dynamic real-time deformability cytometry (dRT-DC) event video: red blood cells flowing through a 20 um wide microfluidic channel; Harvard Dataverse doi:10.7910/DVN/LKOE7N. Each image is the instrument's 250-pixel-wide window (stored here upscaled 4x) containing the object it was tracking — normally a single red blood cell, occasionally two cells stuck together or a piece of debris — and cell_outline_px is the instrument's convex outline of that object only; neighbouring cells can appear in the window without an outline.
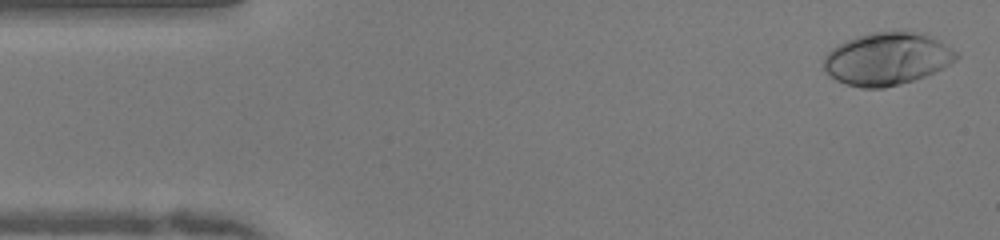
{"species": "human", "species_latin": "Homo sapiens", "temperature_condition": "warm", "stored_images_in_passage": 49, "camera_frame_rate_fps": 3000, "um_per_image_px": 0.085, "donor": {"sex": "female"}, "frame": {"image": 1, "passage_image": 1, "time_ms": 0.0, "image_size_px": [1000, 240], "cell_outline_px": [[960, 56], [956, 60], [944, 68], [924, 76], [900, 84], [884, 88], [860, 88], [844, 84], [836, 80], [824, 68], [824, 56], [832, 48], [856, 36], [872, 32], [904, 28], [928, 32], [940, 40], [956, 52]], "centroid_in_image_um": [75.46, 4.95], "position_along_channel_um": 9.5, "area_um2": 41.44}}
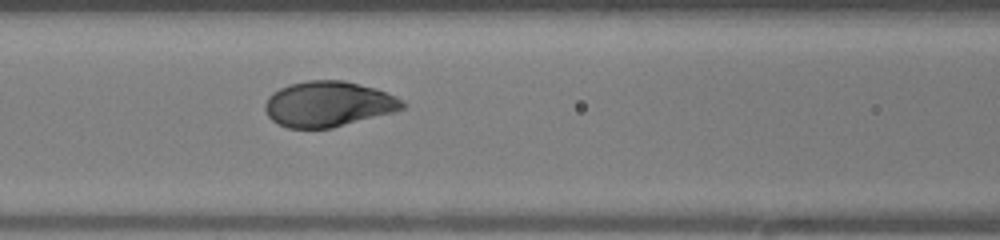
{"frame": {"image": 2, "passage_image": 19, "time_ms": 6.0, "image_size_px": [1000, 240], "cell_outline_px": [[408, 104], [404, 108], [396, 112], [332, 128], [288, 128], [272, 120], [268, 116], [264, 108], [264, 104], [268, 96], [272, 92], [288, 84], [308, 80], [344, 80], [376, 88], [396, 96], [404, 100]], "centroid_in_image_um": [27.94, 8.84], "position_along_channel_um": 138.7, "area_um2": 36.82}}
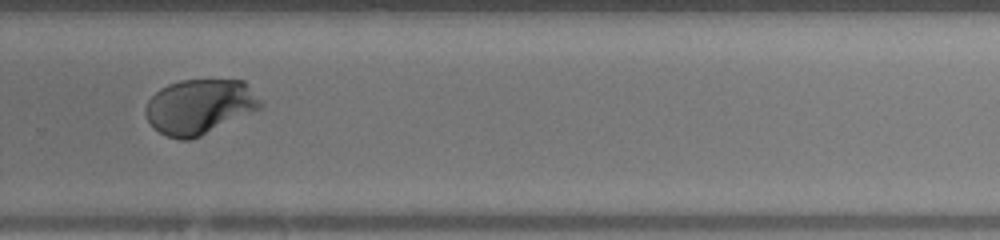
{"frame": {"image": 3, "passage_image": 32, "time_ms": 10.333, "image_size_px": [1000, 240], "cell_outline_px": [[264, 108], [192, 140], [180, 140], [168, 136], [160, 132], [148, 120], [144, 112], [148, 100], [160, 88], [168, 84], [180, 80], [244, 80], [264, 104]], "centroid_in_image_um": [17.01, 9.07], "position_along_channel_um": 312.8, "area_um2": 37.05}, "authors_computed_cell_mechanics": {"area_um2": 36.9342, "velocity_mm_per_s": 4.0335, "shape_relaxation_time_tau1_ms": 2.7754, "shape_relaxation_time_tau2_ms": null, "deformation_change_tau1": 0.1913, "deformation_change_tau2": null}}